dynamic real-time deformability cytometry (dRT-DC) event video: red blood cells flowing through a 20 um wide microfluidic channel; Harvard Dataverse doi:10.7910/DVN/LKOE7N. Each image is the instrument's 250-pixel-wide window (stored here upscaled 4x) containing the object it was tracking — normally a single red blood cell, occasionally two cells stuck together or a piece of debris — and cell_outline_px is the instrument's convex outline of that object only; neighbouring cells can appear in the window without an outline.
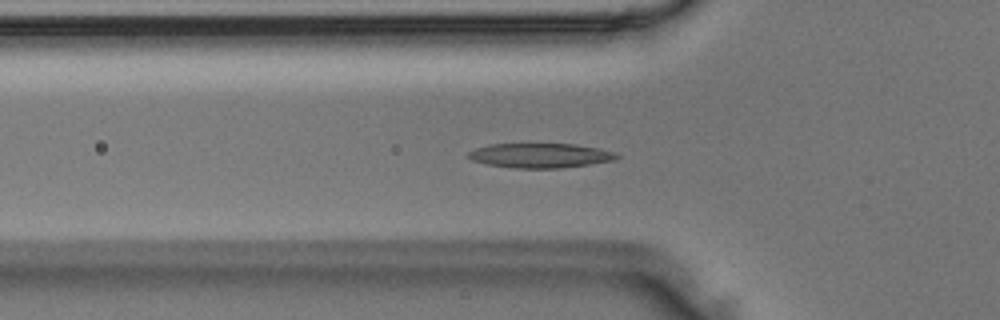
{"species": "Egyptian fruit bat (a non-hibernating species)", "species_latin": "Rousettus aegyptiacus", "temperature_condition": "room temperature", "stored_images_in_passage": 45, "camera_frame_rate_fps": 3000, "um_per_image_px": 0.085, "animal": {"sex": "male"}, "frame": {"image": 1, "passage_image": 17, "time_ms": 5.333, "image_size_px": [1000, 320], "cell_outline_px": [[620, 156], [616, 160], [560, 168], [516, 168], [488, 164], [472, 160], [468, 156], [468, 152], [476, 148], [488, 144], [576, 144], [600, 148], [616, 152]], "centroid_in_image_um": [45.96, 13.21], "position_along_channel_um": 79.8, "area_um2": 21.21}}
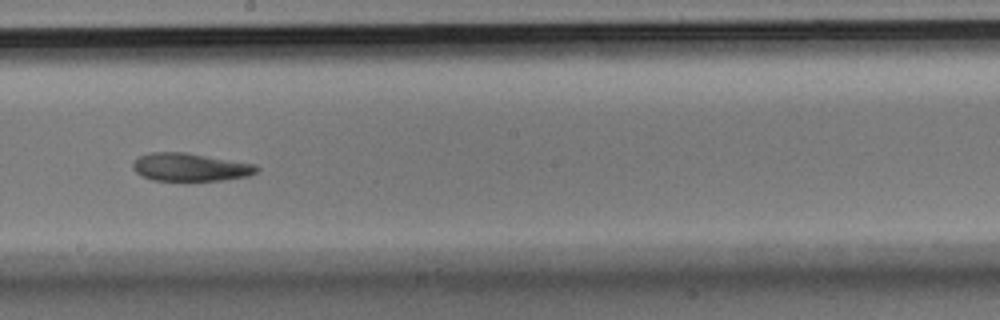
{"frame": {"image": 2, "passage_image": 28, "time_ms": 9.0, "image_size_px": [1000, 320], "cell_outline_px": [[260, 168], [256, 172], [248, 176], [224, 180], [152, 180], [140, 176], [132, 168], [132, 164], [140, 156], [148, 152], [188, 152], [256, 164]], "centroid_in_image_um": [16.17, 14.2], "position_along_channel_um": 232.0, "area_um2": 20.35}}
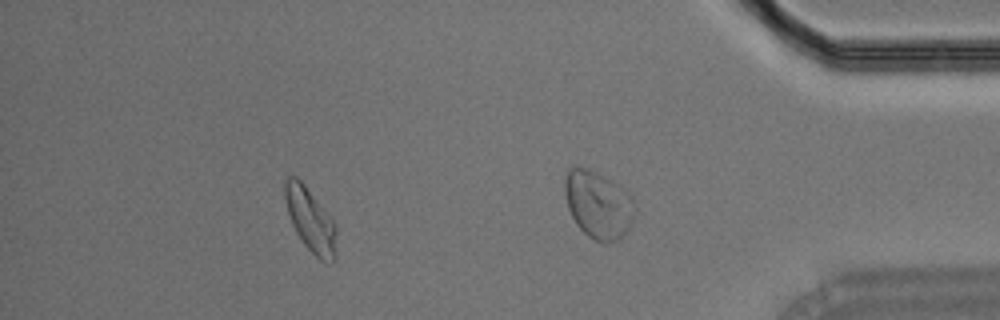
{"frame": {"image": 3, "passage_image": 40, "time_ms": 13.0, "image_size_px": [1000, 320], "cell_outline_px": [[336, 256], [332, 260], [320, 260], [304, 244], [296, 232], [292, 224], [288, 212], [284, 196], [284, 180], [288, 176], [296, 176], [304, 184], [336, 224]], "centroid_in_image_um": [26.37, 18.67], "position_along_channel_um": 408.8, "area_um2": 18.79}}